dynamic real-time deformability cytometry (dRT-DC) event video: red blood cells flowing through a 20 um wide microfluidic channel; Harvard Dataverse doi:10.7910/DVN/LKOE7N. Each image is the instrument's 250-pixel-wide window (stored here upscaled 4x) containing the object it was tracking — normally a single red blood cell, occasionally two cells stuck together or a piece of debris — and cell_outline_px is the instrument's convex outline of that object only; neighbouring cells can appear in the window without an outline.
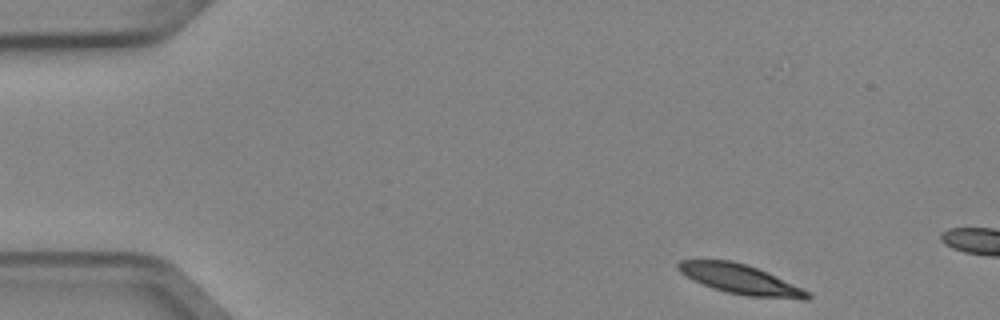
{"species": "Egyptian fruit bat (a non-hibernating species)", "species_latin": "Rousettus aegyptiacus", "temperature_condition": "cold", "stored_images_in_passage": 3, "camera_frame_rate_fps": 3000, "um_per_image_px": 0.085, "animal": {"sex": "female"}, "frame": {"image": 1, "passage_image": 1, "time_ms": 0.0, "image_size_px": [1000, 320], "cell_outline_px": [[812, 296], [808, 300], [804, 300], [748, 296], [728, 292], [712, 288], [692, 280], [680, 272], [676, 268], [676, 264], [680, 260], [732, 260], [756, 268], [792, 284], [808, 292]], "centroid_in_image_um": [62.88, 23.75], "position_along_channel_um": 22.1, "area_um2": 22.02}}